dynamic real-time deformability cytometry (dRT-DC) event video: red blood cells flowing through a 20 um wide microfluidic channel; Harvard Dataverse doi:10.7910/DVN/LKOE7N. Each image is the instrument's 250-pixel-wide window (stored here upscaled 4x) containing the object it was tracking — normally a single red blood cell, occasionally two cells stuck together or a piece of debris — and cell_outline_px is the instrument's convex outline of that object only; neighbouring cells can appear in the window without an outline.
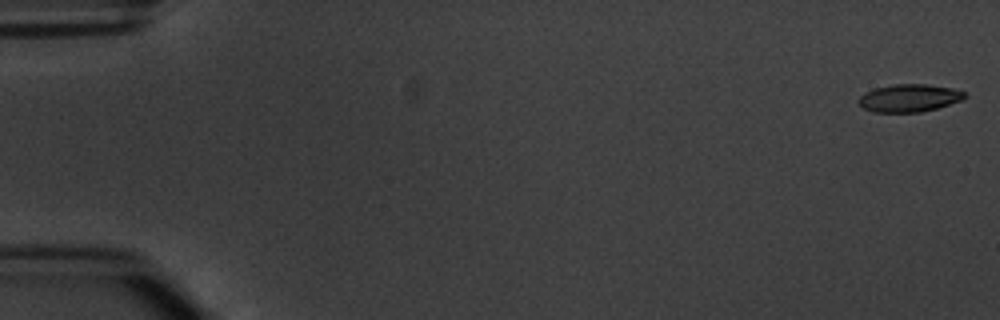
{"species": "common noctule bat (a hibernating species)", "species_latin": "Nyctalus noctula", "temperature_condition": "warm", "stored_images_in_passage": 5, "camera_frame_rate_fps": 3000, "um_per_image_px": 0.085, "animal": {"sex": "male", "body_mass_g": 20.1, "forearm_length_mm": 53.5}, "frame": {"image": 1, "passage_image": 1, "time_ms": 0.0, "image_size_px": [1000, 320], "cell_outline_px": [[968, 96], [964, 100], [936, 108], [920, 112], [872, 112], [864, 108], [856, 100], [864, 92], [876, 88], [892, 84], [924, 84], [952, 88], [964, 92]], "centroid_in_image_um": [77.28, 8.33], "position_along_channel_um": 7.7, "area_um2": 17.17}}